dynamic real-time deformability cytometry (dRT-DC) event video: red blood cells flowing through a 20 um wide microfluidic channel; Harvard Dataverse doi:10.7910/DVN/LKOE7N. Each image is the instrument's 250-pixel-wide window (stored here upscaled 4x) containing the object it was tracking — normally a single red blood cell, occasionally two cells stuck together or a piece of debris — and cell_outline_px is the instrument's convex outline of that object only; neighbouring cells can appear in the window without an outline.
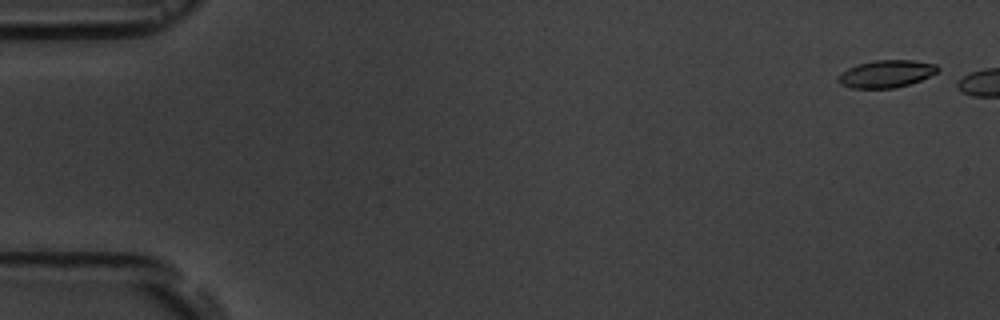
{"species": "common noctule bat (a hibernating species)", "species_latin": "Nyctalus noctula", "temperature_condition": "room temperature", "stored_images_in_passage": 2, "camera_frame_rate_fps": 3000, "um_per_image_px": 0.085, "animal": {"sex": "male", "body_mass_g": 19.5, "forearm_length_mm": 54.6}, "frame": {"image": 1, "passage_image": 1, "time_ms": 0.0, "image_size_px": [1000, 320], "cell_outline_px": [[940, 68], [936, 72], [920, 80], [896, 88], [852, 88], [840, 84], [836, 80], [836, 76], [848, 68], [872, 60], [912, 60], [936, 64]], "centroid_in_image_um": [75.29, 6.27], "position_along_channel_um": 9.7, "area_um2": 15.84}}